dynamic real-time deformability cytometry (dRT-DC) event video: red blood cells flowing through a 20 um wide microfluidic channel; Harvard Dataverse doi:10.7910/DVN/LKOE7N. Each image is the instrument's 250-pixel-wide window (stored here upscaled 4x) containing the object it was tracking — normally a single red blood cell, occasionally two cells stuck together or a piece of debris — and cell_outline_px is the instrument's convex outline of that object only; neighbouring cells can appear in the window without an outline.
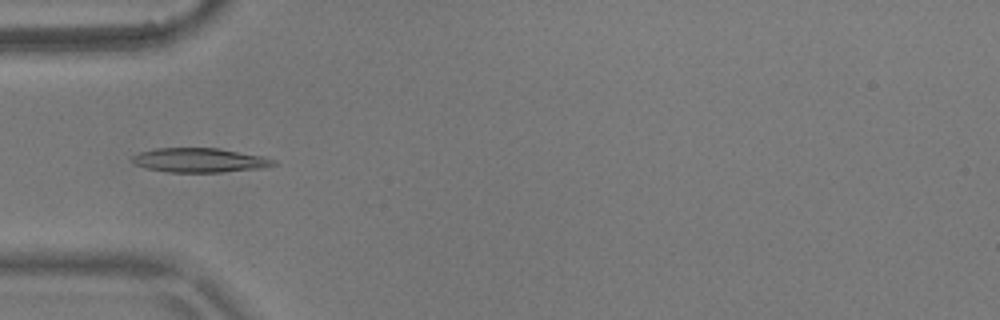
{"species": "common noctule bat (a hibernating species)", "species_latin": "Nyctalus noctula", "temperature_condition": "warm", "stored_images_in_passage": 7, "camera_frame_rate_fps": 3000, "um_per_image_px": 0.085, "animal": {"sex": "male", "body_mass_g": 17.9}, "frame": {"image": 1, "passage_image": 5, "time_ms": 1.333, "image_size_px": [1000, 320], "cell_outline_px": [[280, 164], [264, 168], [220, 172], [168, 172], [144, 168], [136, 164], [132, 160], [132, 156], [140, 152], [156, 148], [220, 148], [264, 156], [276, 160]], "centroid_in_image_um": [17.04, 13.62], "position_along_channel_um": 68.0, "area_um2": 20.23}}
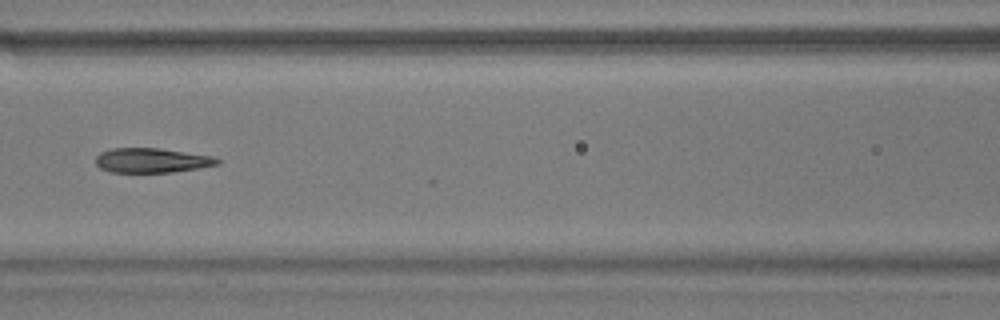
{"frame": {"image": 2, "passage_image": 7, "time_ms": 2.0, "image_size_px": [1000, 320], "cell_outline_px": [[220, 164], [172, 172], [112, 172], [100, 168], [96, 164], [96, 156], [100, 152], [112, 148], [160, 148], [212, 156], [220, 160]], "centroid_in_image_um": [12.88, 13.62], "position_along_channel_um": 153.7, "area_um2": 17.34}}